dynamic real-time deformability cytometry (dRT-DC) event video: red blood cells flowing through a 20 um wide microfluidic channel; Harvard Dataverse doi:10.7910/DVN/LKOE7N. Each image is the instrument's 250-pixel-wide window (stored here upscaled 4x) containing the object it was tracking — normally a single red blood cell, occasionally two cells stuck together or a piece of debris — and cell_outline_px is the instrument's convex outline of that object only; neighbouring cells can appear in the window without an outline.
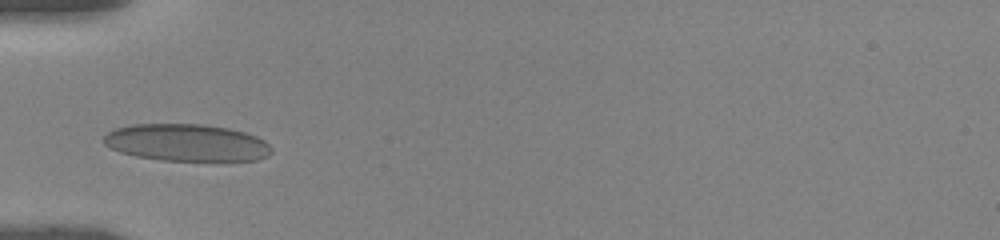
{"species": "human", "species_latin": "Homo sapiens", "temperature_condition": "room temperature", "stored_images_in_passage": 23, "camera_frame_rate_fps": 3000, "um_per_image_px": 0.085, "donor": {"sex": "female"}, "frame": {"image": 1, "passage_image": 5, "time_ms": 3.667, "image_size_px": [1000, 240], "cell_outline_px": [[272, 152], [268, 156], [256, 160], [164, 160], [136, 156], [120, 152], [104, 144], [104, 136], [108, 132], [116, 128], [132, 124], [204, 124], [228, 128], [244, 132], [256, 136], [264, 140], [272, 148]], "centroid_in_image_um": [15.87, 12.12], "position_along_channel_um": 69.1, "area_um2": 36.13}}
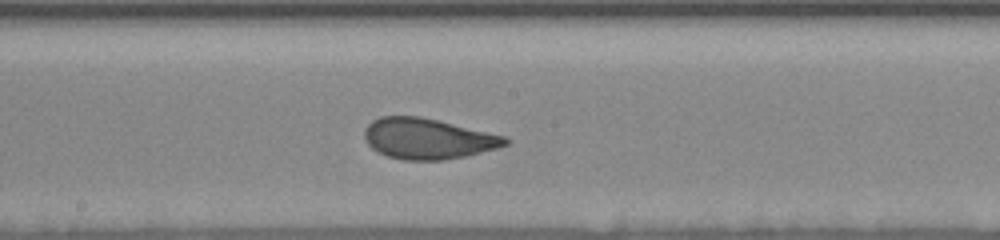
{"frame": {"image": 2, "passage_image": 11, "time_ms": 7.667, "image_size_px": [1000, 240], "cell_outline_px": [[512, 140], [508, 144], [496, 148], [464, 156], [444, 160], [404, 160], [388, 156], [372, 148], [368, 144], [364, 136], [364, 128], [372, 120], [380, 116], [420, 116], [508, 136]], "centroid_in_image_um": [36.38, 11.77], "position_along_channel_um": 211.8, "area_um2": 33.47}}
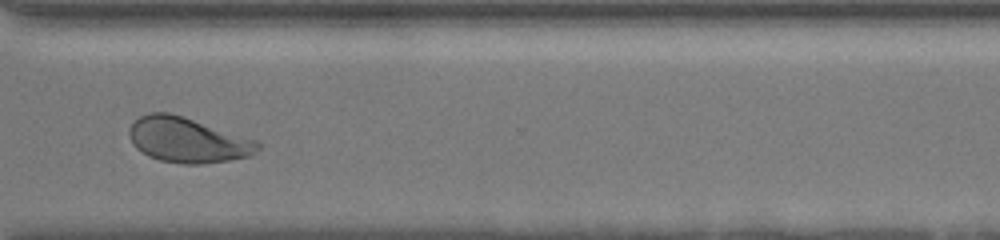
{"frame": {"image": 3, "passage_image": 17, "time_ms": 11.667, "image_size_px": [1000, 240], "cell_outline_px": [[260, 148], [256, 152], [248, 156], [228, 160], [200, 164], [184, 164], [160, 160], [148, 156], [136, 148], [132, 144], [128, 132], [128, 128], [140, 116], [148, 112], [168, 112], [256, 140], [260, 144]], "centroid_in_image_um": [15.9, 11.91], "position_along_channel_um": 354.7, "area_um2": 33.41}, "authors_computed_cell_mechanics": {"area_um2": 33.8708, "velocity_mm_per_s": 3.5685, "shape_relaxation_time_tau1_ms": 4.0544, "shape_relaxation_time_tau2_ms": null, "deformation_change_tau1": 0.1355, "deformation_change_tau2": null}}